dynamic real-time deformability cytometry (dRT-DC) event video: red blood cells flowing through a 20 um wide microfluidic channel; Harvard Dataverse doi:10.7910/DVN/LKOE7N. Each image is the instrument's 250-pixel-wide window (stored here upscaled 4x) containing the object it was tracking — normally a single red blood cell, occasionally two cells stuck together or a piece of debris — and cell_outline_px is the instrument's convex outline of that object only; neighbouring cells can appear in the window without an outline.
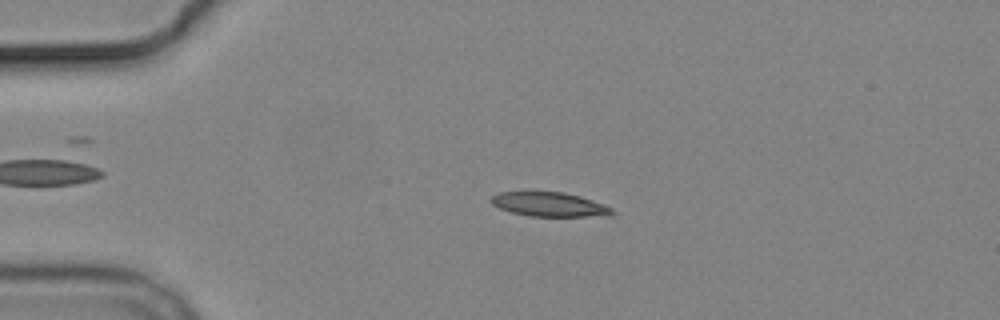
{"species": "common noctule bat (a hibernating species)", "species_latin": "Nyctalus noctula", "temperature_condition": "cold", "stored_images_in_passage": 4, "camera_frame_rate_fps": 3000, "um_per_image_px": 0.085, "animal": {"sex": "male", "body_mass_g": 19.2, "forearm_length_mm": 51.8}, "frame": {"image": 1, "passage_image": 3, "time_ms": 2.667, "image_size_px": [1000, 320], "cell_outline_px": [[616, 216], [528, 216], [512, 212], [500, 208], [492, 204], [488, 200], [492, 196], [500, 192], [564, 192], [580, 196], [604, 204], [612, 208], [616, 212]], "centroid_in_image_um": [46.75, 17.38], "position_along_channel_um": 38.2, "area_um2": 17.22}}